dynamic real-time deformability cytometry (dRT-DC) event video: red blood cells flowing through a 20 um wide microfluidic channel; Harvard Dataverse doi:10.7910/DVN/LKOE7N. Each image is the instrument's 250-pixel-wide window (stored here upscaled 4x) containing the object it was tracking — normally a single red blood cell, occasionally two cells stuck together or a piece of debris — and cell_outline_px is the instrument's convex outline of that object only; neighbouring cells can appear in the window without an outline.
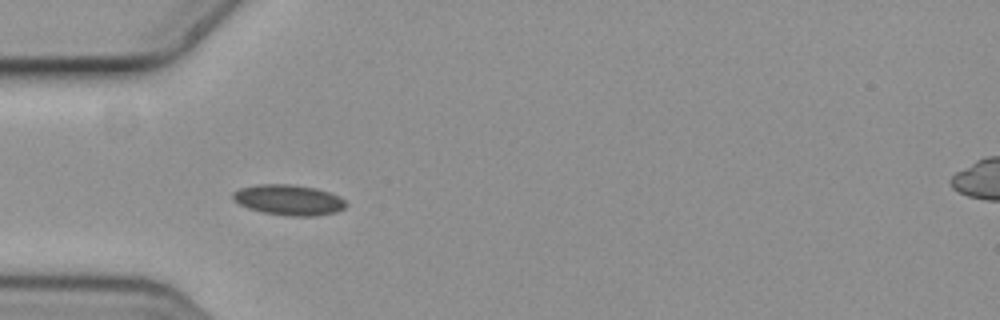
{"species": "common noctule bat (a hibernating species)", "species_latin": "Nyctalus noctula", "temperature_condition": "cold", "stored_images_in_passage": 5, "camera_frame_rate_fps": 3000, "um_per_image_px": 0.085, "animal": {"sex": "female", "body_mass_g": 19.3, "forearm_length_mm": 54.1}, "frame": {"image": 1, "passage_image": 4, "time_ms": 1.0, "image_size_px": [1000, 320], "cell_outline_px": [[348, 204], [344, 208], [336, 212], [316, 216], [288, 216], [264, 212], [248, 208], [232, 200], [232, 192], [240, 188], [256, 184], [292, 184], [316, 188], [340, 196]], "centroid_in_image_um": [24.54, 16.99], "position_along_channel_um": 60.5, "area_um2": 20.23}}
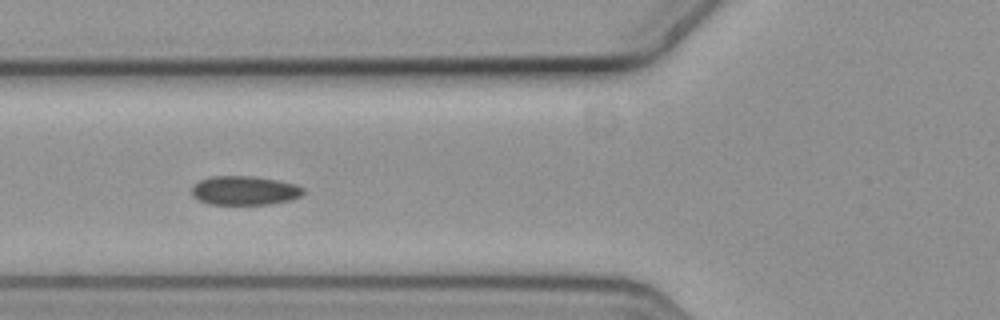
{"frame": {"image": 2, "passage_image": 5, "time_ms": 1.333, "image_size_px": [1000, 320], "cell_outline_px": [[304, 192], [300, 196], [288, 200], [268, 204], [208, 204], [192, 196], [192, 184], [200, 180], [212, 176], [252, 176], [276, 180], [296, 184], [304, 188]], "centroid_in_image_um": [20.76, 16.19], "position_along_channel_um": 105.0, "area_um2": 18.79}}